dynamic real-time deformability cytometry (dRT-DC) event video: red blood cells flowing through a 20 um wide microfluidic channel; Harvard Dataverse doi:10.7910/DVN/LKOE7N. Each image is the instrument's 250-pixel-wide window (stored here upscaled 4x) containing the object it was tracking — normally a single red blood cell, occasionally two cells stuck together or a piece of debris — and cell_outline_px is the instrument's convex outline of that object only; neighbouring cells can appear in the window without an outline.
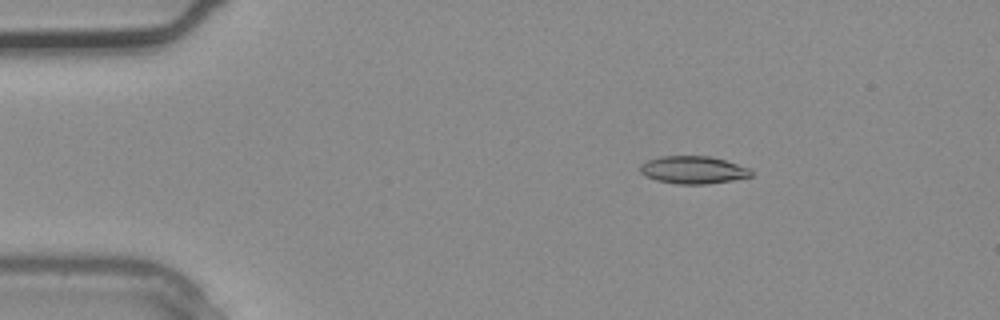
{"species": "common noctule bat (a hibernating species)", "species_latin": "Nyctalus noctula", "temperature_condition": "warm", "stored_images_in_passage": 3, "camera_frame_rate_fps": 3000, "um_per_image_px": 0.085, "animal": {"sex": "male", "body_mass_g": 20.4}, "frame": {"image": 1, "passage_image": 2, "time_ms": 0.333, "image_size_px": [1000, 320], "cell_outline_px": [[752, 176], [732, 180], [708, 184], [676, 184], [656, 180], [644, 176], [640, 172], [640, 164], [648, 160], [660, 156], [708, 156], [724, 160], [748, 168], [752, 172]], "centroid_in_image_um": [58.87, 14.45], "position_along_channel_um": 26.1, "area_um2": 17.8}}